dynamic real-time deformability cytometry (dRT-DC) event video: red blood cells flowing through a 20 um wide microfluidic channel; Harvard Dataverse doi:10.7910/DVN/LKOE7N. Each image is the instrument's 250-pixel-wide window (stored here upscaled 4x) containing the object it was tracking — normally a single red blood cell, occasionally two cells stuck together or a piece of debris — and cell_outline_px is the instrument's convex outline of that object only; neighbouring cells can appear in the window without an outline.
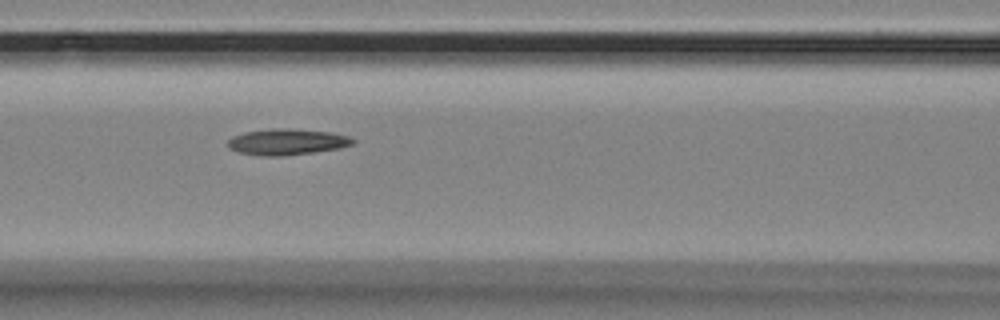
{"species": "Egyptian fruit bat (a non-hibernating species)", "species_latin": "Rousettus aegyptiacus", "temperature_condition": "room temperature", "stored_images_in_passage": 9, "camera_frame_rate_fps": 3000, "um_per_image_px": 0.085, "animal": {"sex": "female"}, "frame": {"image": 1, "passage_image": 6, "time_ms": 1.667, "image_size_px": [1000, 320], "cell_outline_px": [[356, 140], [352, 144], [340, 148], [284, 156], [260, 156], [240, 152], [228, 148], [228, 140], [232, 136], [244, 132], [272, 128], [288, 128], [332, 132], [348, 136]], "centroid_in_image_um": [24.38, 12.05], "position_along_channel_um": 142.2, "area_um2": 19.07}}
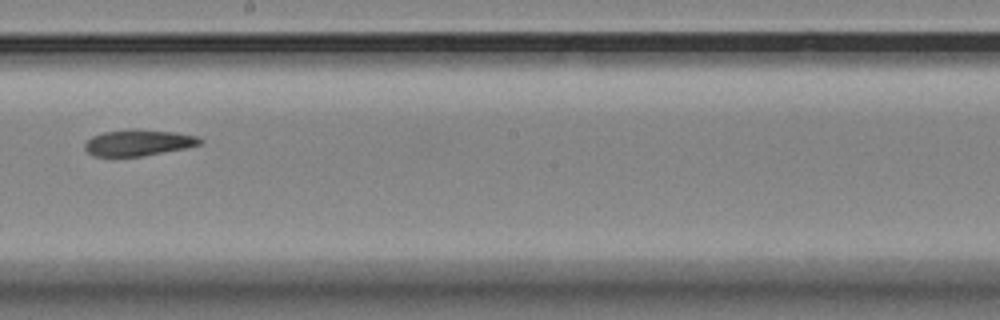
{"frame": {"image": 2, "passage_image": 8, "time_ms": 2.333, "image_size_px": [1000, 320], "cell_outline_px": [[204, 140], [200, 144], [184, 148], [144, 156], [92, 156], [84, 148], [84, 144], [92, 136], [104, 132], [176, 132], [196, 136]], "centroid_in_image_um": [11.75, 12.18], "position_along_channel_um": 236.4, "area_um2": 16.59}}
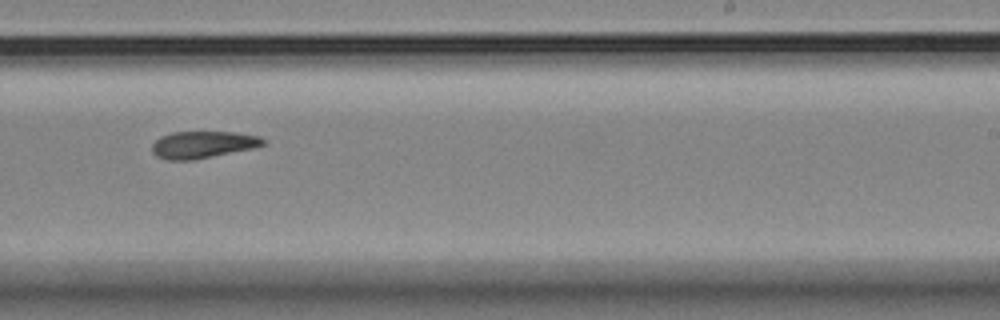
{"frame": {"image": 3, "passage_image": 9, "time_ms": 2.667, "image_size_px": [1000, 320], "cell_outline_px": [[268, 140], [264, 144], [252, 148], [192, 160], [168, 160], [156, 156], [152, 152], [152, 144], [160, 136], [172, 132], [236, 132], [260, 136]], "centroid_in_image_um": [17.23, 12.28], "position_along_channel_um": 271.8, "area_um2": 17.46}}